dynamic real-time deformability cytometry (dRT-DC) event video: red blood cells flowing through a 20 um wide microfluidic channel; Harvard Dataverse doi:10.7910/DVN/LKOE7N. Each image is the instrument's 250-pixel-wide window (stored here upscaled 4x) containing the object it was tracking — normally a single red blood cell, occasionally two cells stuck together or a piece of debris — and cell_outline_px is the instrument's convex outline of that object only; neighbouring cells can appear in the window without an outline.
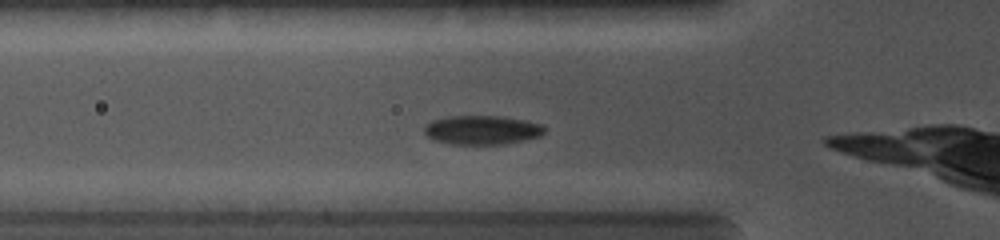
{"species": "common noctule bat (a hibernating species)", "species_latin": "Nyctalus noctula", "temperature_condition": "cold", "stored_images_in_passage": 5, "camera_frame_rate_fps": 5000, "um_per_image_px": 0.085, "animal": {"sex": "female", "body_mass_g": 19.0, "forearm_length_mm": 56.7}, "frame": {"image": 1, "passage_image": 3, "time_ms": 1.0, "image_size_px": [1000, 240], "cell_outline_px": [[548, 128], [540, 136], [500, 144], [452, 144], [436, 140], [428, 136], [424, 132], [424, 124], [432, 120], [448, 116], [500, 116], [524, 120], [540, 124]], "centroid_in_image_um": [40.95, 11.03], "position_along_channel_um": 84.9, "area_um2": 20.17}}